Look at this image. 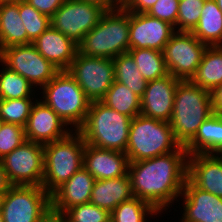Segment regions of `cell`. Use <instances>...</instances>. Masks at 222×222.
<instances>
[{
    "label": "cell",
    "instance_id": "6da1fadb",
    "mask_svg": "<svg viewBox=\"0 0 222 222\" xmlns=\"http://www.w3.org/2000/svg\"><path fill=\"white\" fill-rule=\"evenodd\" d=\"M188 173V153L185 146L176 151L129 162L128 175L134 197L151 204L163 215L177 206ZM176 201V202H175ZM165 212V213H163Z\"/></svg>",
    "mask_w": 222,
    "mask_h": 222
},
{
    "label": "cell",
    "instance_id": "7a4b0ae2",
    "mask_svg": "<svg viewBox=\"0 0 222 222\" xmlns=\"http://www.w3.org/2000/svg\"><path fill=\"white\" fill-rule=\"evenodd\" d=\"M210 92L181 81L175 91L173 112L169 121L175 140L186 146L198 132L199 126L213 114Z\"/></svg>",
    "mask_w": 222,
    "mask_h": 222
},
{
    "label": "cell",
    "instance_id": "3957f363",
    "mask_svg": "<svg viewBox=\"0 0 222 222\" xmlns=\"http://www.w3.org/2000/svg\"><path fill=\"white\" fill-rule=\"evenodd\" d=\"M129 11H105L98 24L78 44L84 55L114 59L129 50Z\"/></svg>",
    "mask_w": 222,
    "mask_h": 222
},
{
    "label": "cell",
    "instance_id": "277c9868",
    "mask_svg": "<svg viewBox=\"0 0 222 222\" xmlns=\"http://www.w3.org/2000/svg\"><path fill=\"white\" fill-rule=\"evenodd\" d=\"M131 120L101 101H93L84 124L77 131L85 144L125 153Z\"/></svg>",
    "mask_w": 222,
    "mask_h": 222
},
{
    "label": "cell",
    "instance_id": "5b68a950",
    "mask_svg": "<svg viewBox=\"0 0 222 222\" xmlns=\"http://www.w3.org/2000/svg\"><path fill=\"white\" fill-rule=\"evenodd\" d=\"M38 92L39 99L73 131H77L84 124L91 101L67 70L59 71Z\"/></svg>",
    "mask_w": 222,
    "mask_h": 222
},
{
    "label": "cell",
    "instance_id": "8992f818",
    "mask_svg": "<svg viewBox=\"0 0 222 222\" xmlns=\"http://www.w3.org/2000/svg\"><path fill=\"white\" fill-rule=\"evenodd\" d=\"M180 146L169 122L140 114L131 120L125 154L129 162H136L176 151Z\"/></svg>",
    "mask_w": 222,
    "mask_h": 222
},
{
    "label": "cell",
    "instance_id": "52a82bcc",
    "mask_svg": "<svg viewBox=\"0 0 222 222\" xmlns=\"http://www.w3.org/2000/svg\"><path fill=\"white\" fill-rule=\"evenodd\" d=\"M43 148L44 175L42 187L51 195L83 167L85 141L78 131H72L63 139L44 144Z\"/></svg>",
    "mask_w": 222,
    "mask_h": 222
},
{
    "label": "cell",
    "instance_id": "ba28073f",
    "mask_svg": "<svg viewBox=\"0 0 222 222\" xmlns=\"http://www.w3.org/2000/svg\"><path fill=\"white\" fill-rule=\"evenodd\" d=\"M51 211V195L42 186L12 185L4 194V222H40Z\"/></svg>",
    "mask_w": 222,
    "mask_h": 222
},
{
    "label": "cell",
    "instance_id": "9c48e42d",
    "mask_svg": "<svg viewBox=\"0 0 222 222\" xmlns=\"http://www.w3.org/2000/svg\"><path fill=\"white\" fill-rule=\"evenodd\" d=\"M67 72L91 102L101 101L115 81L113 59L87 56L79 51Z\"/></svg>",
    "mask_w": 222,
    "mask_h": 222
},
{
    "label": "cell",
    "instance_id": "30bf717a",
    "mask_svg": "<svg viewBox=\"0 0 222 222\" xmlns=\"http://www.w3.org/2000/svg\"><path fill=\"white\" fill-rule=\"evenodd\" d=\"M0 62L27 79L40 91L60 71L33 44L9 46L0 51Z\"/></svg>",
    "mask_w": 222,
    "mask_h": 222
},
{
    "label": "cell",
    "instance_id": "8fae6325",
    "mask_svg": "<svg viewBox=\"0 0 222 222\" xmlns=\"http://www.w3.org/2000/svg\"><path fill=\"white\" fill-rule=\"evenodd\" d=\"M206 48L191 32L176 31L162 50L168 73L182 81L191 80Z\"/></svg>",
    "mask_w": 222,
    "mask_h": 222
},
{
    "label": "cell",
    "instance_id": "7c38bea8",
    "mask_svg": "<svg viewBox=\"0 0 222 222\" xmlns=\"http://www.w3.org/2000/svg\"><path fill=\"white\" fill-rule=\"evenodd\" d=\"M0 160L12 185L42 186L43 144L25 140Z\"/></svg>",
    "mask_w": 222,
    "mask_h": 222
},
{
    "label": "cell",
    "instance_id": "4fadbf2b",
    "mask_svg": "<svg viewBox=\"0 0 222 222\" xmlns=\"http://www.w3.org/2000/svg\"><path fill=\"white\" fill-rule=\"evenodd\" d=\"M105 10L82 0H65L51 17V26L79 44L100 20Z\"/></svg>",
    "mask_w": 222,
    "mask_h": 222
},
{
    "label": "cell",
    "instance_id": "5bb4252c",
    "mask_svg": "<svg viewBox=\"0 0 222 222\" xmlns=\"http://www.w3.org/2000/svg\"><path fill=\"white\" fill-rule=\"evenodd\" d=\"M178 204L180 222H222V198L197 188L188 178Z\"/></svg>",
    "mask_w": 222,
    "mask_h": 222
},
{
    "label": "cell",
    "instance_id": "9a60e30c",
    "mask_svg": "<svg viewBox=\"0 0 222 222\" xmlns=\"http://www.w3.org/2000/svg\"><path fill=\"white\" fill-rule=\"evenodd\" d=\"M175 27L147 13L129 12V49H156L162 52Z\"/></svg>",
    "mask_w": 222,
    "mask_h": 222
},
{
    "label": "cell",
    "instance_id": "2e32d148",
    "mask_svg": "<svg viewBox=\"0 0 222 222\" xmlns=\"http://www.w3.org/2000/svg\"><path fill=\"white\" fill-rule=\"evenodd\" d=\"M26 140L46 144L67 137L73 130L39 98L24 127Z\"/></svg>",
    "mask_w": 222,
    "mask_h": 222
},
{
    "label": "cell",
    "instance_id": "e0dca14e",
    "mask_svg": "<svg viewBox=\"0 0 222 222\" xmlns=\"http://www.w3.org/2000/svg\"><path fill=\"white\" fill-rule=\"evenodd\" d=\"M181 81L171 74L149 81L141 97V115L169 122L173 112L175 91Z\"/></svg>",
    "mask_w": 222,
    "mask_h": 222
},
{
    "label": "cell",
    "instance_id": "ac0fdd59",
    "mask_svg": "<svg viewBox=\"0 0 222 222\" xmlns=\"http://www.w3.org/2000/svg\"><path fill=\"white\" fill-rule=\"evenodd\" d=\"M83 167L95 180L117 178L128 174L129 159L124 152L85 144Z\"/></svg>",
    "mask_w": 222,
    "mask_h": 222
},
{
    "label": "cell",
    "instance_id": "d6986e66",
    "mask_svg": "<svg viewBox=\"0 0 222 222\" xmlns=\"http://www.w3.org/2000/svg\"><path fill=\"white\" fill-rule=\"evenodd\" d=\"M187 178L197 188L222 198V154L188 155Z\"/></svg>",
    "mask_w": 222,
    "mask_h": 222
},
{
    "label": "cell",
    "instance_id": "ffe728a7",
    "mask_svg": "<svg viewBox=\"0 0 222 222\" xmlns=\"http://www.w3.org/2000/svg\"><path fill=\"white\" fill-rule=\"evenodd\" d=\"M95 178L81 167L51 194V211L63 214L67 209L90 202Z\"/></svg>",
    "mask_w": 222,
    "mask_h": 222
},
{
    "label": "cell",
    "instance_id": "44dd1931",
    "mask_svg": "<svg viewBox=\"0 0 222 222\" xmlns=\"http://www.w3.org/2000/svg\"><path fill=\"white\" fill-rule=\"evenodd\" d=\"M32 44L46 60L60 71L70 67L78 51V44L52 26Z\"/></svg>",
    "mask_w": 222,
    "mask_h": 222
},
{
    "label": "cell",
    "instance_id": "7402d4cb",
    "mask_svg": "<svg viewBox=\"0 0 222 222\" xmlns=\"http://www.w3.org/2000/svg\"><path fill=\"white\" fill-rule=\"evenodd\" d=\"M134 197L129 175L95 180L90 202L111 212L119 204Z\"/></svg>",
    "mask_w": 222,
    "mask_h": 222
},
{
    "label": "cell",
    "instance_id": "603a6c76",
    "mask_svg": "<svg viewBox=\"0 0 222 222\" xmlns=\"http://www.w3.org/2000/svg\"><path fill=\"white\" fill-rule=\"evenodd\" d=\"M185 149L188 155L222 154V115L213 113L203 121Z\"/></svg>",
    "mask_w": 222,
    "mask_h": 222
},
{
    "label": "cell",
    "instance_id": "cb8c5ba5",
    "mask_svg": "<svg viewBox=\"0 0 222 222\" xmlns=\"http://www.w3.org/2000/svg\"><path fill=\"white\" fill-rule=\"evenodd\" d=\"M33 42L27 37L26 28L19 14V3L0 5V51L14 45Z\"/></svg>",
    "mask_w": 222,
    "mask_h": 222
},
{
    "label": "cell",
    "instance_id": "d4e9b609",
    "mask_svg": "<svg viewBox=\"0 0 222 222\" xmlns=\"http://www.w3.org/2000/svg\"><path fill=\"white\" fill-rule=\"evenodd\" d=\"M191 33L207 46H222V11L215 0H205L199 22Z\"/></svg>",
    "mask_w": 222,
    "mask_h": 222
},
{
    "label": "cell",
    "instance_id": "484cf974",
    "mask_svg": "<svg viewBox=\"0 0 222 222\" xmlns=\"http://www.w3.org/2000/svg\"><path fill=\"white\" fill-rule=\"evenodd\" d=\"M190 81L209 92L222 84V46H207Z\"/></svg>",
    "mask_w": 222,
    "mask_h": 222
},
{
    "label": "cell",
    "instance_id": "4316f807",
    "mask_svg": "<svg viewBox=\"0 0 222 222\" xmlns=\"http://www.w3.org/2000/svg\"><path fill=\"white\" fill-rule=\"evenodd\" d=\"M101 102L130 118L141 114V98L126 85L116 81L111 85Z\"/></svg>",
    "mask_w": 222,
    "mask_h": 222
},
{
    "label": "cell",
    "instance_id": "83f0119b",
    "mask_svg": "<svg viewBox=\"0 0 222 222\" xmlns=\"http://www.w3.org/2000/svg\"><path fill=\"white\" fill-rule=\"evenodd\" d=\"M160 217L162 214L151 204L137 197L122 202L110 212V222H149L150 218L158 222Z\"/></svg>",
    "mask_w": 222,
    "mask_h": 222
},
{
    "label": "cell",
    "instance_id": "f1b7e54d",
    "mask_svg": "<svg viewBox=\"0 0 222 222\" xmlns=\"http://www.w3.org/2000/svg\"><path fill=\"white\" fill-rule=\"evenodd\" d=\"M0 67V99L39 98L38 91L27 79L1 62Z\"/></svg>",
    "mask_w": 222,
    "mask_h": 222
},
{
    "label": "cell",
    "instance_id": "f546056e",
    "mask_svg": "<svg viewBox=\"0 0 222 222\" xmlns=\"http://www.w3.org/2000/svg\"><path fill=\"white\" fill-rule=\"evenodd\" d=\"M115 81L126 85L140 98L146 90L147 81L138 71L137 65L132 56L127 52L120 54L113 59Z\"/></svg>",
    "mask_w": 222,
    "mask_h": 222
},
{
    "label": "cell",
    "instance_id": "4dcf8cb0",
    "mask_svg": "<svg viewBox=\"0 0 222 222\" xmlns=\"http://www.w3.org/2000/svg\"><path fill=\"white\" fill-rule=\"evenodd\" d=\"M138 71L149 82L168 75L163 53L156 49H129Z\"/></svg>",
    "mask_w": 222,
    "mask_h": 222
},
{
    "label": "cell",
    "instance_id": "1f68e13d",
    "mask_svg": "<svg viewBox=\"0 0 222 222\" xmlns=\"http://www.w3.org/2000/svg\"><path fill=\"white\" fill-rule=\"evenodd\" d=\"M38 98L0 99V117L4 123L25 127L33 104Z\"/></svg>",
    "mask_w": 222,
    "mask_h": 222
},
{
    "label": "cell",
    "instance_id": "d6a6232c",
    "mask_svg": "<svg viewBox=\"0 0 222 222\" xmlns=\"http://www.w3.org/2000/svg\"><path fill=\"white\" fill-rule=\"evenodd\" d=\"M19 14L26 28L27 37L32 42L51 27V18L40 13L25 1L19 2Z\"/></svg>",
    "mask_w": 222,
    "mask_h": 222
},
{
    "label": "cell",
    "instance_id": "836d02e7",
    "mask_svg": "<svg viewBox=\"0 0 222 222\" xmlns=\"http://www.w3.org/2000/svg\"><path fill=\"white\" fill-rule=\"evenodd\" d=\"M62 215L66 222H110V212L91 202L73 206Z\"/></svg>",
    "mask_w": 222,
    "mask_h": 222
},
{
    "label": "cell",
    "instance_id": "e575fe53",
    "mask_svg": "<svg viewBox=\"0 0 222 222\" xmlns=\"http://www.w3.org/2000/svg\"><path fill=\"white\" fill-rule=\"evenodd\" d=\"M205 0H180L175 31L191 32L198 24Z\"/></svg>",
    "mask_w": 222,
    "mask_h": 222
},
{
    "label": "cell",
    "instance_id": "d590c367",
    "mask_svg": "<svg viewBox=\"0 0 222 222\" xmlns=\"http://www.w3.org/2000/svg\"><path fill=\"white\" fill-rule=\"evenodd\" d=\"M25 140L24 127L3 122L0 128V159L19 147Z\"/></svg>",
    "mask_w": 222,
    "mask_h": 222
},
{
    "label": "cell",
    "instance_id": "8d00e7d4",
    "mask_svg": "<svg viewBox=\"0 0 222 222\" xmlns=\"http://www.w3.org/2000/svg\"><path fill=\"white\" fill-rule=\"evenodd\" d=\"M179 1L180 0H157L147 14L176 27Z\"/></svg>",
    "mask_w": 222,
    "mask_h": 222
},
{
    "label": "cell",
    "instance_id": "74e56055",
    "mask_svg": "<svg viewBox=\"0 0 222 222\" xmlns=\"http://www.w3.org/2000/svg\"><path fill=\"white\" fill-rule=\"evenodd\" d=\"M25 2L51 18L65 0H25Z\"/></svg>",
    "mask_w": 222,
    "mask_h": 222
},
{
    "label": "cell",
    "instance_id": "f35d334b",
    "mask_svg": "<svg viewBox=\"0 0 222 222\" xmlns=\"http://www.w3.org/2000/svg\"><path fill=\"white\" fill-rule=\"evenodd\" d=\"M157 0H127L121 7L129 12L147 13Z\"/></svg>",
    "mask_w": 222,
    "mask_h": 222
},
{
    "label": "cell",
    "instance_id": "ab89813d",
    "mask_svg": "<svg viewBox=\"0 0 222 222\" xmlns=\"http://www.w3.org/2000/svg\"><path fill=\"white\" fill-rule=\"evenodd\" d=\"M212 110L222 115V84L210 92Z\"/></svg>",
    "mask_w": 222,
    "mask_h": 222
},
{
    "label": "cell",
    "instance_id": "60d3db41",
    "mask_svg": "<svg viewBox=\"0 0 222 222\" xmlns=\"http://www.w3.org/2000/svg\"><path fill=\"white\" fill-rule=\"evenodd\" d=\"M82 1L99 5L105 11L115 10L121 7L115 0H82Z\"/></svg>",
    "mask_w": 222,
    "mask_h": 222
},
{
    "label": "cell",
    "instance_id": "b9f144b4",
    "mask_svg": "<svg viewBox=\"0 0 222 222\" xmlns=\"http://www.w3.org/2000/svg\"><path fill=\"white\" fill-rule=\"evenodd\" d=\"M11 186L12 184L9 182L6 171L0 160V194H5Z\"/></svg>",
    "mask_w": 222,
    "mask_h": 222
},
{
    "label": "cell",
    "instance_id": "7bdbcfd3",
    "mask_svg": "<svg viewBox=\"0 0 222 222\" xmlns=\"http://www.w3.org/2000/svg\"><path fill=\"white\" fill-rule=\"evenodd\" d=\"M40 222H66L62 214L50 211Z\"/></svg>",
    "mask_w": 222,
    "mask_h": 222
},
{
    "label": "cell",
    "instance_id": "ee69618b",
    "mask_svg": "<svg viewBox=\"0 0 222 222\" xmlns=\"http://www.w3.org/2000/svg\"><path fill=\"white\" fill-rule=\"evenodd\" d=\"M25 0H0V5L1 4H10V3H19Z\"/></svg>",
    "mask_w": 222,
    "mask_h": 222
},
{
    "label": "cell",
    "instance_id": "f6af8a7d",
    "mask_svg": "<svg viewBox=\"0 0 222 222\" xmlns=\"http://www.w3.org/2000/svg\"><path fill=\"white\" fill-rule=\"evenodd\" d=\"M3 199H4V194H0V212L2 211Z\"/></svg>",
    "mask_w": 222,
    "mask_h": 222
},
{
    "label": "cell",
    "instance_id": "bcb514c9",
    "mask_svg": "<svg viewBox=\"0 0 222 222\" xmlns=\"http://www.w3.org/2000/svg\"><path fill=\"white\" fill-rule=\"evenodd\" d=\"M219 9L222 11V0H215Z\"/></svg>",
    "mask_w": 222,
    "mask_h": 222
},
{
    "label": "cell",
    "instance_id": "7dc6e473",
    "mask_svg": "<svg viewBox=\"0 0 222 222\" xmlns=\"http://www.w3.org/2000/svg\"><path fill=\"white\" fill-rule=\"evenodd\" d=\"M120 6H122L127 0H115Z\"/></svg>",
    "mask_w": 222,
    "mask_h": 222
},
{
    "label": "cell",
    "instance_id": "c3c4849f",
    "mask_svg": "<svg viewBox=\"0 0 222 222\" xmlns=\"http://www.w3.org/2000/svg\"><path fill=\"white\" fill-rule=\"evenodd\" d=\"M0 222H4L1 212H0Z\"/></svg>",
    "mask_w": 222,
    "mask_h": 222
},
{
    "label": "cell",
    "instance_id": "681fc988",
    "mask_svg": "<svg viewBox=\"0 0 222 222\" xmlns=\"http://www.w3.org/2000/svg\"><path fill=\"white\" fill-rule=\"evenodd\" d=\"M2 124H3V121H2V119L0 117V128H1Z\"/></svg>",
    "mask_w": 222,
    "mask_h": 222
}]
</instances>
